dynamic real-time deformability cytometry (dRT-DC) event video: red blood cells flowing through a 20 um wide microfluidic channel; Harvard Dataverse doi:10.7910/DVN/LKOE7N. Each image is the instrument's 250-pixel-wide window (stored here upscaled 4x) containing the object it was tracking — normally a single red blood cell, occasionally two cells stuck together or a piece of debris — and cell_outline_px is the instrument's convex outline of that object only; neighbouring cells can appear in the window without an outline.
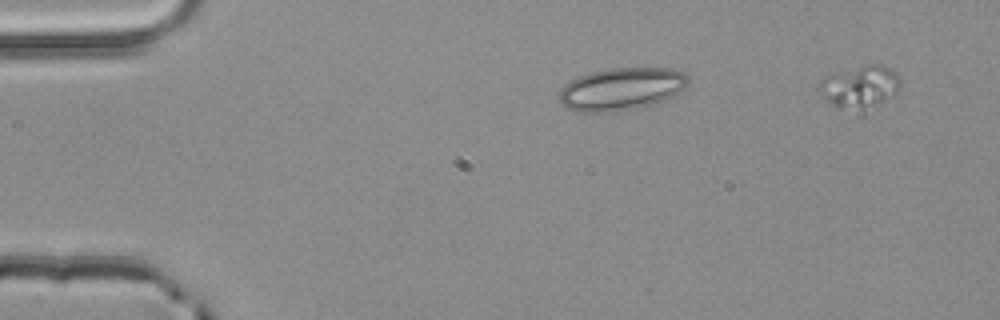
{"species": "common noctule bat (a hibernating species)", "species_latin": "Nyctalus noctula", "temperature_condition": "room temperature", "stored_images_in_passage": 3, "segment_of_instrument_passage": [1, 2], "camera_frame_rate_fps": 3000, "um_per_image_px": 0.085, "animal": {"sex": "male", "body_mass_g": 20.4}, "frame": {"image": 1, "passage_image": 1, "time_ms": 0.0, "image_size_px": [1000, 320], "cell_outline_px": [[688, 80], [684, 88], [672, 96], [652, 104], [632, 108], [608, 112], [580, 112], [564, 108], [560, 104], [560, 88], [564, 84], [576, 76], [608, 68], [668, 68], [684, 72]], "centroid_in_image_um": [52.75, 7.55], "position_along_channel_um": 32.3, "area_um2": 31.85}}